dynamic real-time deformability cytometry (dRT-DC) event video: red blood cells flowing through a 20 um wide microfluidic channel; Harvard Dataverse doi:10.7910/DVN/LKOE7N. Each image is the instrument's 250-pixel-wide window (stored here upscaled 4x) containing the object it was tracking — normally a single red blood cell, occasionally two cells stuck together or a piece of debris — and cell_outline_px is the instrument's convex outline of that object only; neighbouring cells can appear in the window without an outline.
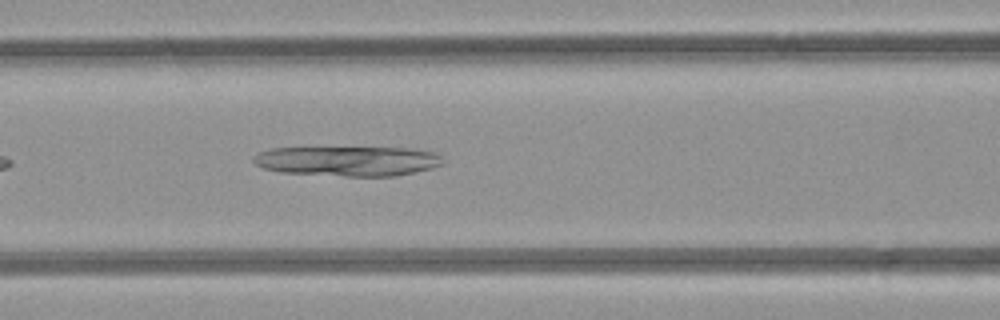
{"species": "common noctule bat (a hibernating species)", "species_latin": "Nyctalus noctula", "temperature_condition": "room temperature", "stored_images_in_passage": 6, "camera_frame_rate_fps": 3000, "um_per_image_px": 0.085, "animal": {"sex": "female", "body_mass_g": 21.9}, "frame": {"image": 1, "passage_image": 6, "time_ms": 5.667, "image_size_px": [1000, 320], "cell_outline_px": [[444, 164], [432, 168], [396, 176], [344, 176], [280, 172], [264, 168], [256, 164], [252, 160], [260, 152], [272, 148], [408, 148], [436, 152], [440, 156]], "centroid_in_image_um": [29.6, 13.69], "position_along_channel_um": 137.0, "area_um2": 32.77}}